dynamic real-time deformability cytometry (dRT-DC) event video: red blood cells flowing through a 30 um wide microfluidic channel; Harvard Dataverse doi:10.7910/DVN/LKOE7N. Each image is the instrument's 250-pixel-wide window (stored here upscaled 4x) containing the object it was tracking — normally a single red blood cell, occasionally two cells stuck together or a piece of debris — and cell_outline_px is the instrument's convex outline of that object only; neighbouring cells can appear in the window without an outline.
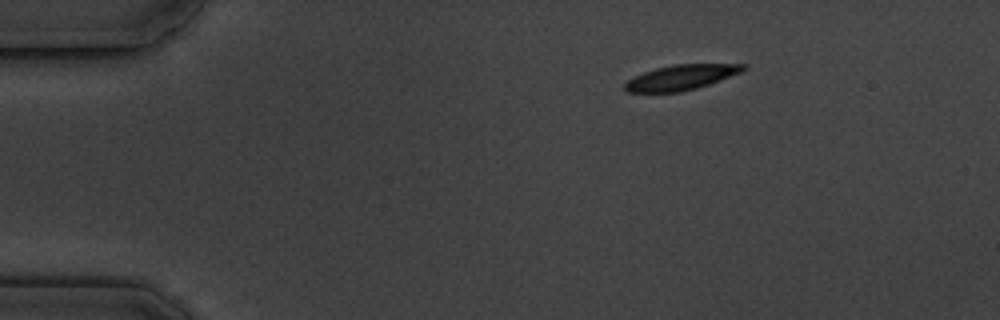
{"species": "common noctule bat (a hibernating species)", "species_latin": "Nyctalus noctula", "temperature_condition": "cold", "stored_images_in_passage": 3, "camera_frame_rate_fps": 3000, "um_per_image_px": 0.085, "animal": {"sex": "male", "body_mass_g": 19.5, "forearm_length_mm": 54.6}, "frame": {"image": 1, "passage_image": 1, "time_ms": 0.0, "image_size_px": [1000, 320], "cell_outline_px": [[748, 68], [740, 72], [720, 80], [696, 88], [680, 92], [628, 92], [624, 88], [624, 84], [628, 80], [644, 72], [656, 68], [672, 64], [748, 64]], "centroid_in_image_um": [57.9, 6.57], "position_along_channel_um": 27.1, "area_um2": 17.17}}